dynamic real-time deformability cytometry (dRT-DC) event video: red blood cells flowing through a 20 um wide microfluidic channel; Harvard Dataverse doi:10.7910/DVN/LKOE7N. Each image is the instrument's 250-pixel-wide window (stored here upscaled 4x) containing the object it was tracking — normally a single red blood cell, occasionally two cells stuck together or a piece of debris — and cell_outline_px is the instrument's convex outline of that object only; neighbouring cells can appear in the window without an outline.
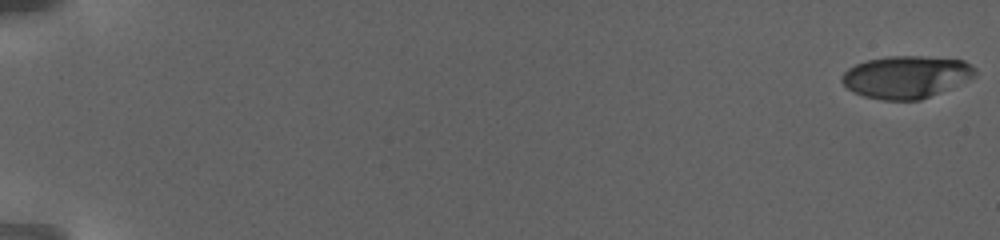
{"species": "human", "species_latin": "Homo sapiens", "temperature_condition": "warm", "stored_images_in_passage": 19, "camera_frame_rate_fps": 3000, "um_per_image_px": 0.085, "donor": {"sex": "female"}, "frame": {"image": 1, "passage_image": 1, "time_ms": 0.0, "image_size_px": [1000, 240], "cell_outline_px": [[976, 72], [972, 76], [920, 100], [880, 100], [864, 96], [852, 92], [840, 80], [840, 76], [848, 68], [856, 64], [868, 60], [888, 56], [924, 56], [964, 60], [976, 68]], "centroid_in_image_um": [76.94, 6.53], "position_along_channel_um": 8.1, "area_um2": 32.43}}
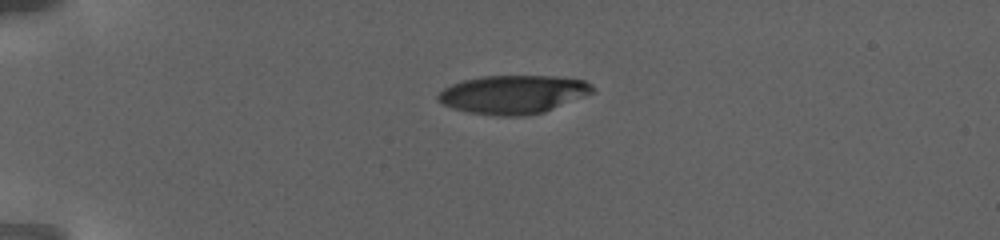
{"frame": {"image": 2, "passage_image": 14, "time_ms": 6.667, "image_size_px": [1000, 240], "cell_outline_px": [[596, 92], [544, 112], [524, 116], [496, 116], [468, 112], [452, 108], [436, 100], [436, 96], [444, 88], [452, 84], [464, 80], [480, 76], [556, 76], [584, 80], [592, 84], [596, 88]], "centroid_in_image_um": [43.65, 8.02], "position_along_channel_um": 41.4, "area_um2": 34.91}}